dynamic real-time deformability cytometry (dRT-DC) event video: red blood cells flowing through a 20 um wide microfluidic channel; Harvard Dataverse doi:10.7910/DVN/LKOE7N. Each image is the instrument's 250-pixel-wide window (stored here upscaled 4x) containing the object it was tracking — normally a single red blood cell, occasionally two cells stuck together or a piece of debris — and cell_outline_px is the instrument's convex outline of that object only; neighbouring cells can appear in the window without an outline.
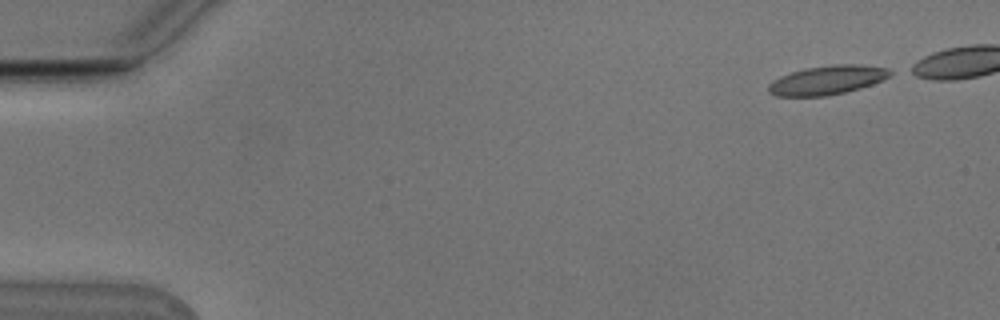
{"species": "Egyptian fruit bat (a non-hibernating species)", "species_latin": "Rousettus aegyptiacus", "temperature_condition": "cold", "stored_images_in_passage": 45, "camera_frame_rate_fps": 3000, "um_per_image_px": 0.085, "animal": {"sex": "male"}, "frame": {"image": 1, "passage_image": 1, "time_ms": 0.0, "image_size_px": [1000, 320], "cell_outline_px": [[896, 72], [872, 84], [860, 88], [828, 96], [776, 96], [768, 92], [768, 84], [772, 80], [780, 76], [804, 68], [832, 64], [860, 64], [888, 68]], "centroid_in_image_um": [70.3, 6.8], "position_along_channel_um": 14.7, "area_um2": 20.69}}
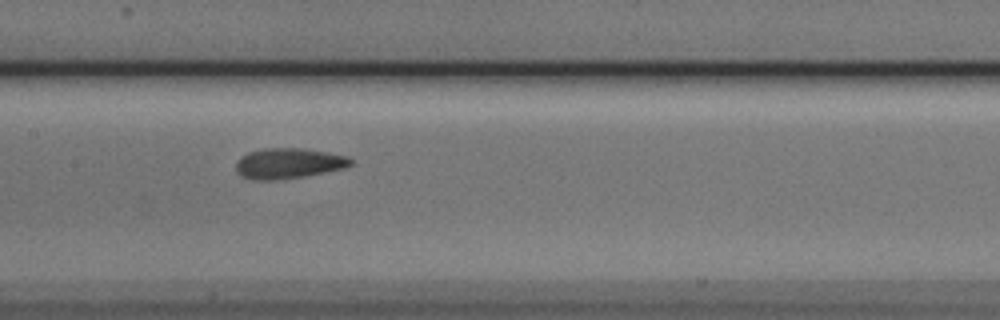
{"frame": {"image": 2, "passage_image": 24, "time_ms": 7.667, "image_size_px": [1000, 320], "cell_outline_px": [[352, 164], [344, 168], [304, 176], [276, 180], [252, 180], [236, 172], [236, 160], [248, 152], [264, 148], [300, 148], [348, 156], [352, 160]], "centroid_in_image_um": [24.49, 13.88], "position_along_channel_um": 182.9, "area_um2": 20.23}}
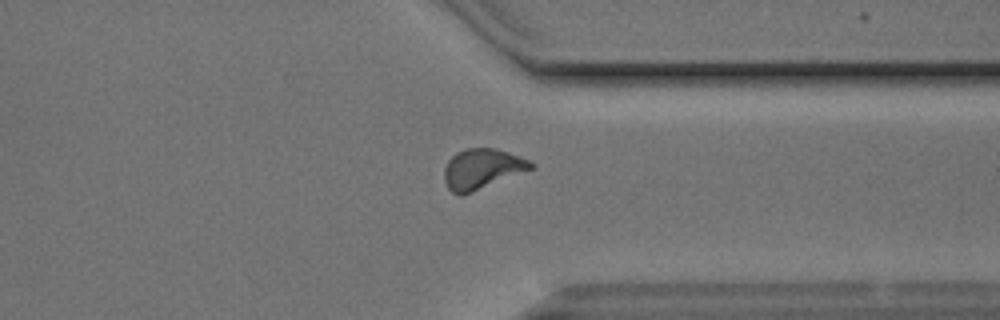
{"frame": {"image": 3, "passage_image": 39, "time_ms": 12.667, "image_size_px": [1000, 320], "cell_outline_px": [[536, 168], [464, 196], [460, 196], [452, 192], [448, 188], [444, 180], [444, 168], [448, 160], [456, 152], [464, 148], [492, 148], [508, 152], [520, 156], [536, 164]], "centroid_in_image_um": [40.99, 14.38], "position_along_channel_um": 370.4, "area_um2": 20.81}, "authors_computed_cell_mechanics": {"area_um2": 20.1144, "velocity_mm_per_s": 3.7769, "shape_relaxation_time_tau1_ms": 3.6631, "shape_relaxation_time_tau2_ms": 1.661, "deformation_change_tau1": 0.1566, "deformation_change_tau2": 0.0876}}